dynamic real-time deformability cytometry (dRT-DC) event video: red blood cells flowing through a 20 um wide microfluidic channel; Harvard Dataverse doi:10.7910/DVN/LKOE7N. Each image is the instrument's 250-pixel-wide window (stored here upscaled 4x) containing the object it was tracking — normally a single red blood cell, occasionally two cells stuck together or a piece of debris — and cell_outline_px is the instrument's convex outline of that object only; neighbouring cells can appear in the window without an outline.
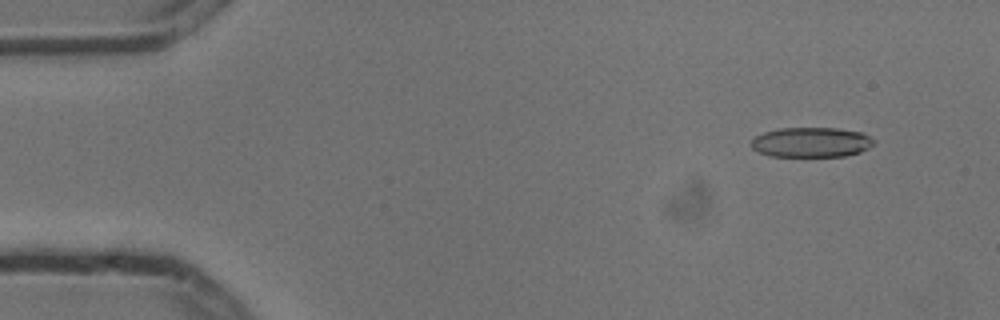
{"species": "common noctule bat (a hibernating species)", "species_latin": "Nyctalus noctula", "temperature_condition": "cold", "stored_images_in_passage": 4, "camera_frame_rate_fps": 3000, "um_per_image_px": 0.085, "animal": {"sex": "male", "body_mass_g": 13.3}, "frame": {"image": 1, "passage_image": 2, "time_ms": 0.333, "image_size_px": [1000, 320], "cell_outline_px": [[876, 140], [868, 148], [860, 152], [844, 156], [768, 156], [752, 148], [752, 140], [756, 136], [764, 132], [780, 128], [836, 128], [860, 132]], "centroid_in_image_um": [68.95, 12.09], "position_along_channel_um": 16.0, "area_um2": 21.21}}
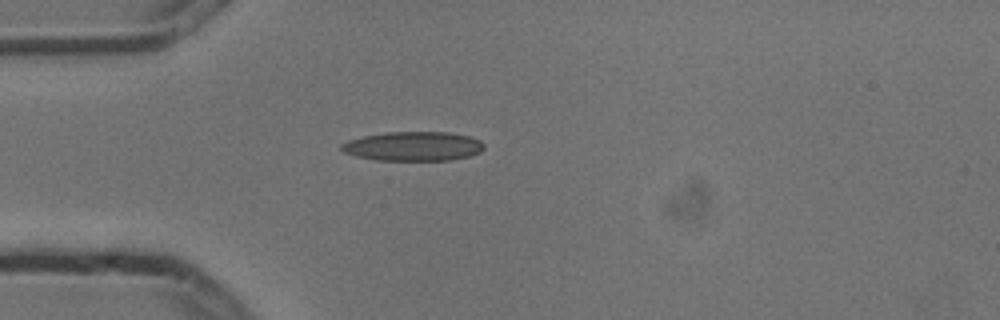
{"frame": {"image": 2, "passage_image": 4, "time_ms": 1.0, "image_size_px": [1000, 320], "cell_outline_px": [[484, 148], [480, 152], [468, 156], [452, 160], [376, 160], [356, 156], [344, 152], [340, 148], [340, 144], [348, 140], [364, 136], [384, 132], [448, 132], [468, 136], [480, 140], [484, 144]], "centroid_in_image_um": [35.11, 12.43], "position_along_channel_um": 49.9, "area_um2": 24.33}}